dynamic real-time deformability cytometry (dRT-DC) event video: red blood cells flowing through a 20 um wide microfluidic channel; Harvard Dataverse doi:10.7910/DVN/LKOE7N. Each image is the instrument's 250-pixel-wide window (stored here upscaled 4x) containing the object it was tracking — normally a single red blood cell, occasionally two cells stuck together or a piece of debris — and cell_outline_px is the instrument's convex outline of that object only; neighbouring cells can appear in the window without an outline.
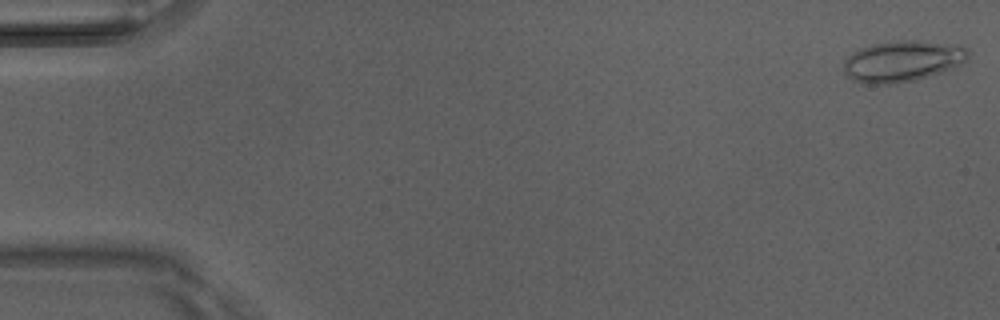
{"species": "Egyptian fruit bat (a non-hibernating species)", "species_latin": "Rousettus aegyptiacus", "temperature_condition": "room temperature", "stored_images_in_passage": 50, "camera_frame_rate_fps": 3000, "um_per_image_px": 0.085, "animal": {"sex": "male"}, "frame": {"image": 1, "passage_image": 1, "time_ms": 0.0, "image_size_px": [1000, 320], "cell_outline_px": [[972, 52], [968, 60], [960, 64], [940, 72], [916, 80], [892, 84], [864, 84], [852, 80], [844, 72], [844, 56], [860, 48], [872, 44], [904, 40], [920, 40], [968, 48]], "centroid_in_image_um": [76.67, 5.21], "position_along_channel_um": 8.3, "area_um2": 29.88}}
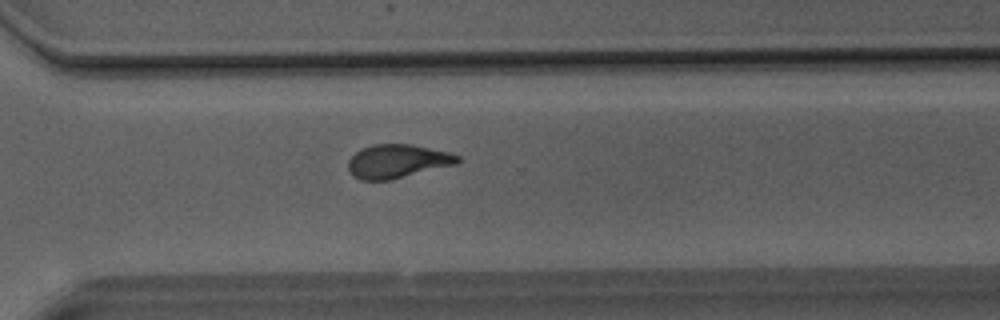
{"frame": {"image": 2, "passage_image": 36, "time_ms": 11.667, "image_size_px": [1000, 320], "cell_outline_px": [[460, 160], [456, 164], [388, 180], [360, 180], [352, 176], [348, 172], [348, 160], [356, 152], [372, 144], [408, 144], [448, 152], [460, 156]], "centroid_in_image_um": [33.73, 13.71], "position_along_channel_um": 336.9, "area_um2": 21.21}}
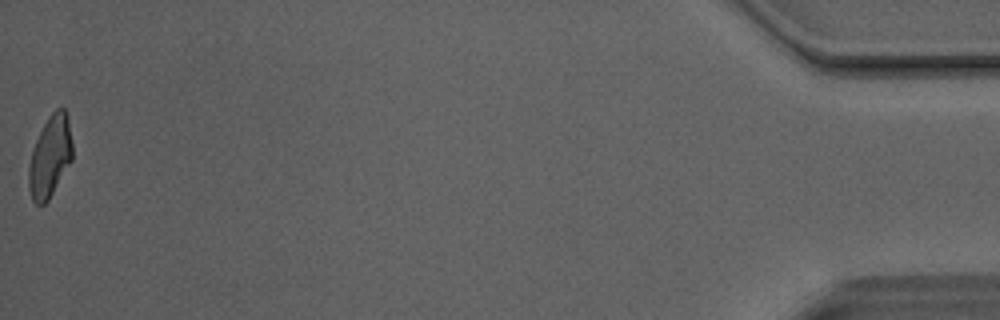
{"frame": {"image": 3, "passage_image": 50, "time_ms": 16.333, "image_size_px": [1000, 320], "cell_outline_px": [[72, 160], [48, 200], [44, 204], [36, 204], [32, 200], [28, 188], [28, 168], [32, 152], [36, 140], [48, 116], [56, 108], [64, 108], [68, 116], [72, 144]], "centroid_in_image_um": [4.25, 13.3], "position_along_channel_um": 430.9, "area_um2": 20.63}, "authors_computed_cell_mechanics": {"area_um2": 22.0507, "velocity_mm_per_s": 4.1303, "shape_relaxation_time_tau1_ms": 6.0671, "shape_relaxation_time_tau2_ms": 2.196, "deformation_change_tau1": 0.1976, "deformation_change_tau2": 0.0779}}